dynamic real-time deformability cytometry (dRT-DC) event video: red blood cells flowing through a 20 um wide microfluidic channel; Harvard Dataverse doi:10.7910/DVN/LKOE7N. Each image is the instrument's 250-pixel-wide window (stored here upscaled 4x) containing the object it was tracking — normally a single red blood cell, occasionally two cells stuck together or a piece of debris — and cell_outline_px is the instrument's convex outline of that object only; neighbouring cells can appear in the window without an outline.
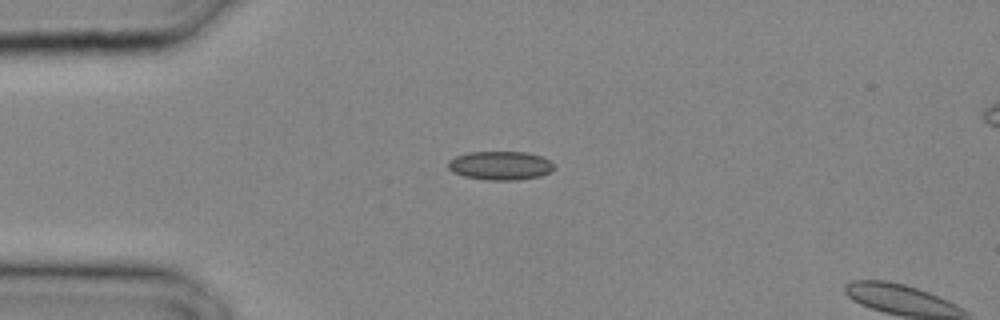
{"species": "common noctule bat (a hibernating species)", "species_latin": "Nyctalus noctula", "temperature_condition": "cold", "stored_images_in_passage": 3, "camera_frame_rate_fps": 3000, "um_per_image_px": 0.085, "animal": {"sex": "male", "body_mass_g": 20.4}, "frame": {"image": 1, "passage_image": 1, "time_ms": 0.0, "image_size_px": [1000, 320], "cell_outline_px": [[556, 168], [540, 176], [516, 180], [488, 180], [464, 176], [452, 172], [448, 168], [448, 160], [456, 156], [468, 152], [528, 152], [540, 156], [548, 160]], "centroid_in_image_um": [42.5, 14.07], "position_along_channel_um": 42.5, "area_um2": 17.69}}